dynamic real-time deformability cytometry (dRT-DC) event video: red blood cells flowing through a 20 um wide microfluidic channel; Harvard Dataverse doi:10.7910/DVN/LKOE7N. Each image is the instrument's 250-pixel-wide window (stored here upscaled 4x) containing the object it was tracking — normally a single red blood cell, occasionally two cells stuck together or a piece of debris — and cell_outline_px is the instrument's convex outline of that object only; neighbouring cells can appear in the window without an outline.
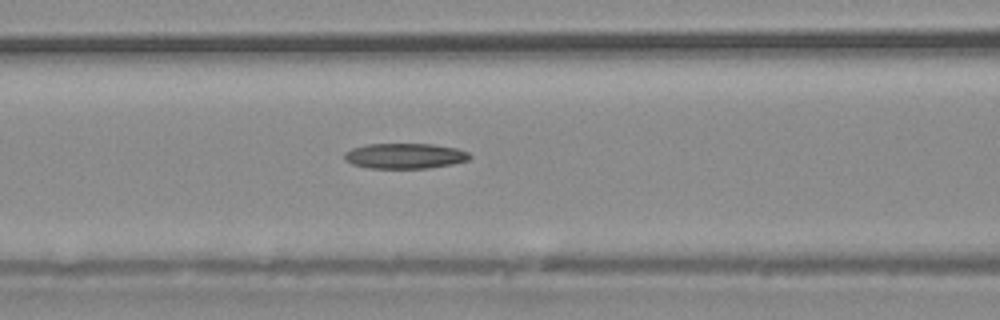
{"species": "common noctule bat (a hibernating species)", "species_latin": "Nyctalus noctula", "temperature_condition": "warm", "stored_images_in_passage": 37, "camera_frame_rate_fps": 3000, "um_per_image_px": 0.085, "animal": {"sex": "male", "body_mass_g": 20.4}, "frame": {"image": 1, "passage_image": 16, "time_ms": 5.0, "image_size_px": [1000, 320], "cell_outline_px": [[472, 156], [468, 160], [452, 164], [428, 168], [368, 168], [352, 164], [344, 160], [344, 152], [352, 148], [368, 144], [432, 144], [456, 148], [468, 152]], "centroid_in_image_um": [34.4, 13.25], "position_along_channel_um": 132.2, "area_um2": 18.55}}